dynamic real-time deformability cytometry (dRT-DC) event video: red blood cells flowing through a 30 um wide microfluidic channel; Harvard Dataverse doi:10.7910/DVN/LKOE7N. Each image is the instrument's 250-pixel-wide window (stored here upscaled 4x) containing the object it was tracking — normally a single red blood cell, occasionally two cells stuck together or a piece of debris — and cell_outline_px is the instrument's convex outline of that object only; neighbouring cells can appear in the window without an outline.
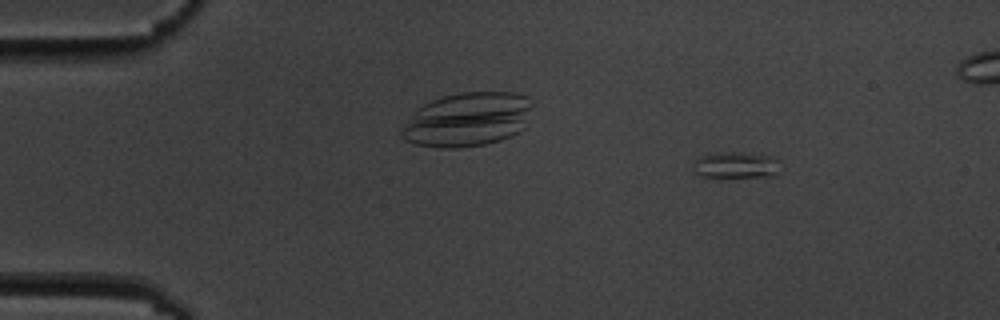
{"species": "common noctule bat (a hibernating species)", "species_latin": "Nyctalus noctula", "temperature_condition": "cold", "stored_images_in_passage": 5, "camera_frame_rate_fps": 3000, "um_per_image_px": 0.085, "animal": {"sex": "male", "body_mass_g": 19.5, "forearm_length_mm": 54.6}, "frame": {"image": 1, "passage_image": 2, "time_ms": 1.0, "image_size_px": [1000, 320], "cell_outline_px": [[776, 176], [704, 176], [692, 172], [692, 164], [700, 156], [716, 152], [728, 152], [772, 156], [776, 160]], "centroid_in_image_um": [62.45, 14.02], "position_along_channel_um": 22.5, "area_um2": 12.89}}